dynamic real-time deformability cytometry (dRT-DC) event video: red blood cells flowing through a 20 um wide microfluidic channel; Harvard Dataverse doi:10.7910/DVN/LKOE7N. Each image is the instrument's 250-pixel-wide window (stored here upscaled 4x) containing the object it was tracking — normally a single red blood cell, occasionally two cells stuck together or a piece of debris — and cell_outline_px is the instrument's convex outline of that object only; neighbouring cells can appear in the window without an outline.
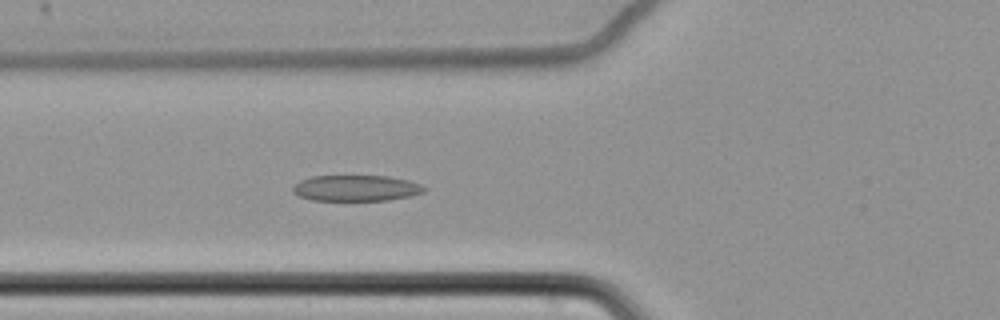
{"species": "common noctule bat (a hibernating species)", "species_latin": "Nyctalus noctula", "temperature_condition": "cold", "stored_images_in_passage": 64, "camera_frame_rate_fps": 3000, "um_per_image_px": 0.085, "animal": {"sex": "female", "body_mass_g": 22.7, "forearm_length_mm": 54.2}, "frame": {"image": 1, "passage_image": 27, "time_ms": 8.667, "image_size_px": [1000, 320], "cell_outline_px": [[428, 188], [424, 192], [412, 196], [388, 200], [312, 200], [300, 196], [292, 192], [292, 188], [300, 180], [312, 176], [388, 176], [408, 180], [420, 184]], "centroid_in_image_um": [30.3, 15.99], "position_along_channel_um": 95.5, "area_um2": 19.88}}
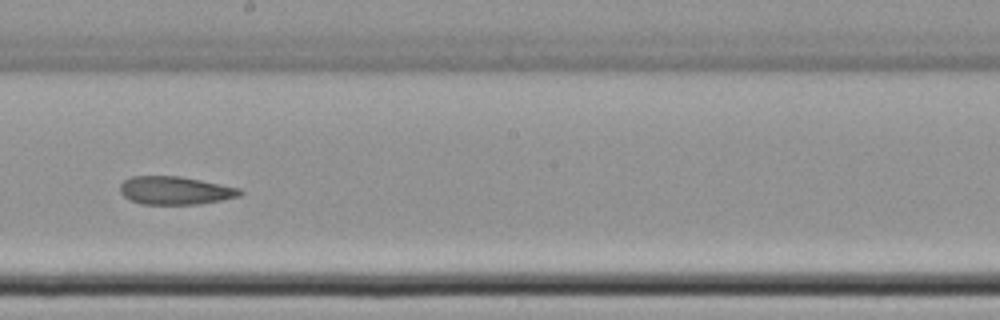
{"frame": {"image": 2, "passage_image": 39, "time_ms": 12.667, "image_size_px": [1000, 320], "cell_outline_px": [[244, 192], [240, 196], [220, 200], [196, 204], [140, 204], [124, 196], [120, 192], [120, 184], [124, 180], [132, 176], [180, 176], [240, 188]], "centroid_in_image_um": [14.88, 16.18], "position_along_channel_um": 233.3, "area_um2": 19.54}}
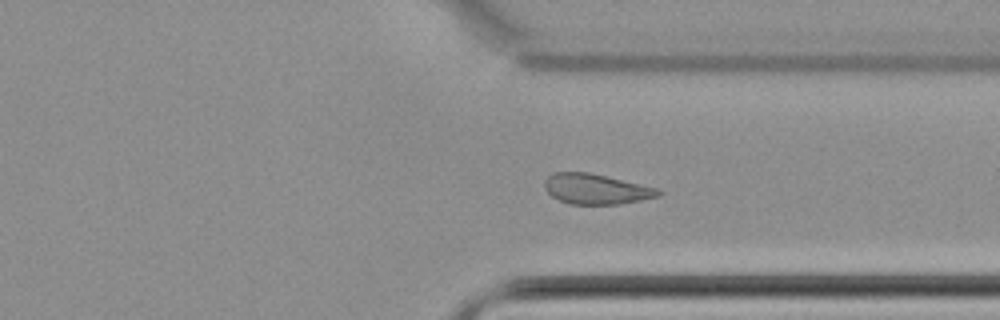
{"frame": {"image": 3, "passage_image": 50, "time_ms": 16.333, "image_size_px": [1000, 320], "cell_outline_px": [[664, 192], [660, 196], [620, 204], [568, 204], [552, 196], [544, 188], [544, 180], [552, 172], [588, 172], [660, 188]], "centroid_in_image_um": [50.69, 16.06], "position_along_channel_um": 360.7, "area_um2": 20.23}, "authors_computed_cell_mechanics": {"area_um2": 21.675, "velocity_mm_per_s": 3.4504, "shape_relaxation_time_tau1_ms": null, "shape_relaxation_time_tau2_ms": 5.8887, "deformation_change_tau1": null, "deformation_change_tau2": 0.1069}}